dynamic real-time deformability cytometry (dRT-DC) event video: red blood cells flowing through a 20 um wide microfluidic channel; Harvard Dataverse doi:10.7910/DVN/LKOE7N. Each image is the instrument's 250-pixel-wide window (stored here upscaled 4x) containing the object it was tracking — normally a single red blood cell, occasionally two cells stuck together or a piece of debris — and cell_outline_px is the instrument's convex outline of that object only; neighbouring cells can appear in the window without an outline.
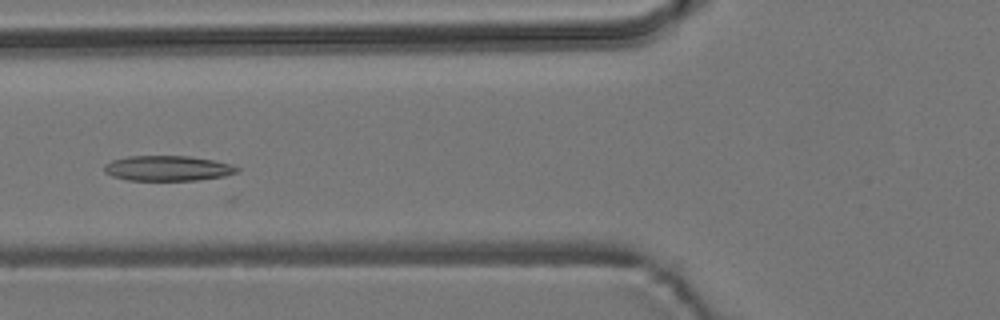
{"species": "common noctule bat (a hibernating species)", "species_latin": "Nyctalus noctula", "temperature_condition": "room temperature", "stored_images_in_passage": 8, "camera_frame_rate_fps": 3000, "um_per_image_px": 0.085, "animal": {"sex": "male", "body_mass_g": 19.2, "forearm_length_mm": 51.8}, "frame": {"image": 1, "passage_image": 5, "time_ms": 4.667, "image_size_px": [1000, 320], "cell_outline_px": [[240, 172], [224, 176], [196, 180], [128, 180], [112, 176], [104, 172], [104, 164], [112, 160], [128, 156], [188, 156], [212, 160], [232, 164], [240, 168]], "centroid_in_image_um": [14.26, 14.3], "position_along_channel_um": 111.5, "area_um2": 19.54}}
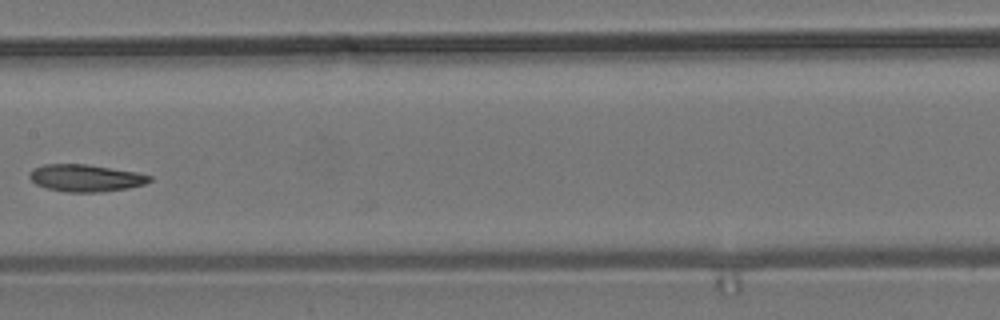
{"frame": {"image": 2, "passage_image": 7, "time_ms": 7.0, "image_size_px": [1000, 320], "cell_outline_px": [[152, 180], [144, 184], [128, 188], [100, 192], [68, 192], [48, 188], [36, 184], [28, 176], [28, 172], [32, 168], [44, 164], [88, 164], [136, 172], [152, 176]], "centroid_in_image_um": [7.26, 15.12], "position_along_channel_um": 200.1, "area_um2": 19.02}}
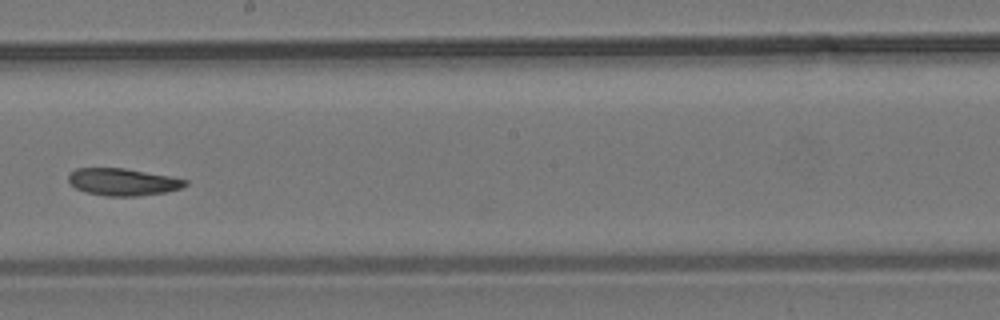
{"frame": {"image": 3, "passage_image": 8, "time_ms": 8.0, "image_size_px": [1000, 320], "cell_outline_px": [[188, 184], [180, 188], [164, 192], [140, 196], [104, 196], [84, 192], [76, 188], [68, 180], [68, 176], [76, 168], [124, 168], [168, 176], [188, 180]], "centroid_in_image_um": [10.42, 15.47], "position_along_channel_um": 237.8, "area_um2": 18.38}}